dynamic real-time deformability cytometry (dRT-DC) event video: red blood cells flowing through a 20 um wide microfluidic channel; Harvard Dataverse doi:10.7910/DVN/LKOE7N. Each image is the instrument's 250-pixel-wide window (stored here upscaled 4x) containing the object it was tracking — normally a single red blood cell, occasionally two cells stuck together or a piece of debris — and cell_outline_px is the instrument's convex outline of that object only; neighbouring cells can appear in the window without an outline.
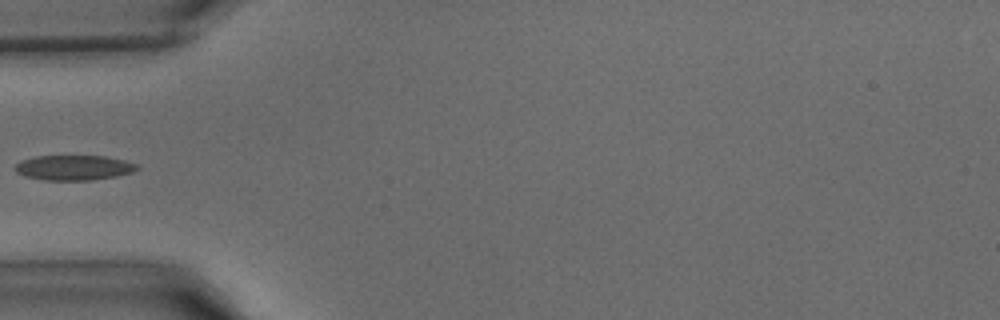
{"species": "common noctule bat (a hibernating species)", "species_latin": "Nyctalus noctula", "temperature_condition": "warm", "stored_images_in_passage": 29, "camera_frame_rate_fps": 3000, "um_per_image_px": 0.085, "animal": {"sex": "male", "body_mass_g": 15.6}, "frame": {"image": 1, "passage_image": 1, "time_ms": 0.0, "image_size_px": [1000, 320], "cell_outline_px": [[140, 168], [132, 172], [116, 176], [88, 180], [44, 180], [24, 176], [16, 172], [16, 164], [20, 160], [36, 156], [104, 156], [124, 160], [136, 164]], "centroid_in_image_um": [6.26, 14.25], "position_along_channel_um": 78.7, "area_um2": 17.69}}
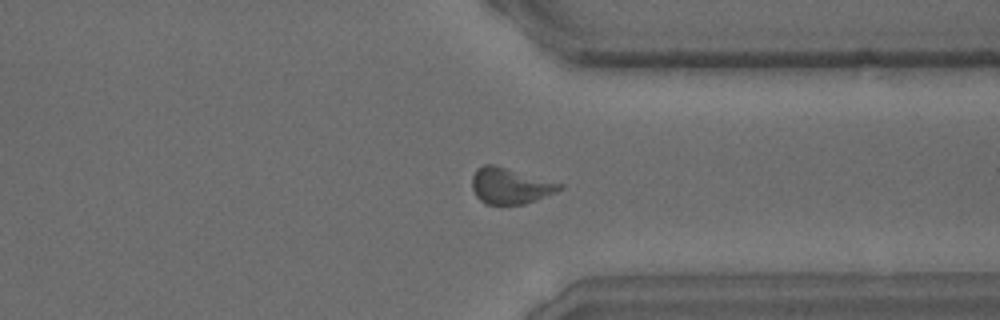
{"frame": {"image": 2, "passage_image": 19, "time_ms": 6.0, "image_size_px": [1000, 320], "cell_outline_px": [[564, 188], [556, 192], [536, 200], [524, 204], [484, 204], [476, 196], [472, 188], [472, 176], [476, 168], [484, 164], [492, 164], [564, 184]], "centroid_in_image_um": [43.35, 15.8], "position_along_channel_um": 368.0, "area_um2": 18.32}}
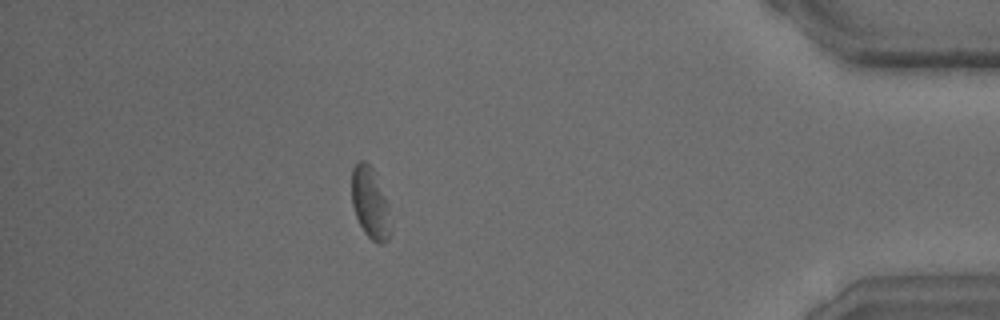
{"frame": {"image": 3, "passage_image": 24, "time_ms": 7.667, "image_size_px": [1000, 320], "cell_outline_px": [[392, 232], [388, 240], [384, 244], [376, 244], [364, 232], [356, 216], [352, 204], [352, 168], [360, 160], [364, 160], [376, 172], [388, 200]], "centroid_in_image_um": [31.51, 17.28], "position_along_channel_um": 403.7, "area_um2": 16.7}}